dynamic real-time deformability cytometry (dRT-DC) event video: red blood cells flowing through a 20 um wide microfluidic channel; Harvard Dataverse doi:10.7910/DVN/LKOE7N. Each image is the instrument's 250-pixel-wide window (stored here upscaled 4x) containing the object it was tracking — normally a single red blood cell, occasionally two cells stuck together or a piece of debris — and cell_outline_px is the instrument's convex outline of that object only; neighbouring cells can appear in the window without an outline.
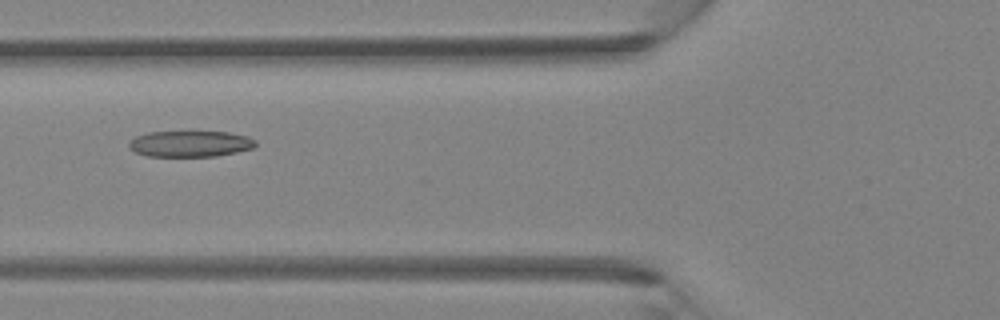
{"species": "Egyptian fruit bat (a non-hibernating species)", "species_latin": "Rousettus aegyptiacus", "temperature_condition": "room temperature", "stored_images_in_passage": 6, "camera_frame_rate_fps": 3000, "um_per_image_px": 0.085, "animal": {"sex": "female"}, "frame": {"image": 1, "passage_image": 5, "time_ms": 1.333, "image_size_px": [1000, 320], "cell_outline_px": [[256, 144], [252, 148], [236, 152], [216, 156], [148, 156], [136, 152], [128, 144], [136, 136], [148, 132], [228, 132], [248, 136], [256, 140]], "centroid_in_image_um": [16.2, 12.22], "position_along_channel_um": 109.6, "area_um2": 19.02}}